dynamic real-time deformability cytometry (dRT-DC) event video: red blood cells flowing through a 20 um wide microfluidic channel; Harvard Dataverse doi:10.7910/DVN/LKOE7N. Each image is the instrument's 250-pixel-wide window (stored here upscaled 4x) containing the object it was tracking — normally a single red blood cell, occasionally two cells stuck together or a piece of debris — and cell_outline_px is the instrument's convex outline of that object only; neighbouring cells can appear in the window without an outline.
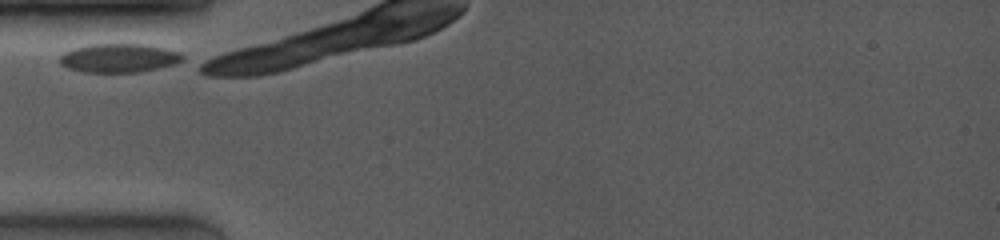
{"species": "common noctule bat (a hibernating species)", "species_latin": "Nyctalus noctula", "temperature_condition": "room temperature", "stored_images_in_passage": 2, "camera_frame_rate_fps": 4000, "um_per_image_px": 0.085, "animal": {"sex": "female", "body_mass_g": 19.0, "forearm_length_mm": 53.3}, "frame": {"image": 1, "passage_image": 1, "time_ms": 0.0, "image_size_px": [1000, 240], "cell_outline_px": [[184, 60], [172, 64], [140, 72], [84, 72], [68, 68], [60, 64], [60, 56], [64, 52], [72, 48], [92, 44], [144, 44], [164, 48], [180, 52], [184, 56]], "centroid_in_image_um": [10.09, 4.93], "position_along_channel_um": 74.9, "area_um2": 20.52}}